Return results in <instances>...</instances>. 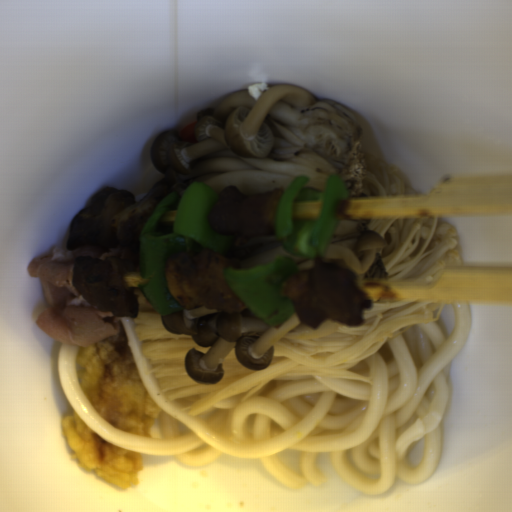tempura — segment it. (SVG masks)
I'll return each instance as SVG.
<instances>
[{"instance_id":"d4f62c59","label":"tempura","mask_w":512,"mask_h":512,"mask_svg":"<svg viewBox=\"0 0 512 512\" xmlns=\"http://www.w3.org/2000/svg\"><path fill=\"white\" fill-rule=\"evenodd\" d=\"M60 426L78 467L95 472L97 477L125 490L138 485L145 466L144 453L119 447L103 438L75 409L62 417Z\"/></svg>"},{"instance_id":"8679c707","label":"tempura","mask_w":512,"mask_h":512,"mask_svg":"<svg viewBox=\"0 0 512 512\" xmlns=\"http://www.w3.org/2000/svg\"><path fill=\"white\" fill-rule=\"evenodd\" d=\"M118 323L115 335L78 346L79 386L94 411L112 427L150 439L152 424L162 409L145 388L127 333Z\"/></svg>"}]
</instances>
